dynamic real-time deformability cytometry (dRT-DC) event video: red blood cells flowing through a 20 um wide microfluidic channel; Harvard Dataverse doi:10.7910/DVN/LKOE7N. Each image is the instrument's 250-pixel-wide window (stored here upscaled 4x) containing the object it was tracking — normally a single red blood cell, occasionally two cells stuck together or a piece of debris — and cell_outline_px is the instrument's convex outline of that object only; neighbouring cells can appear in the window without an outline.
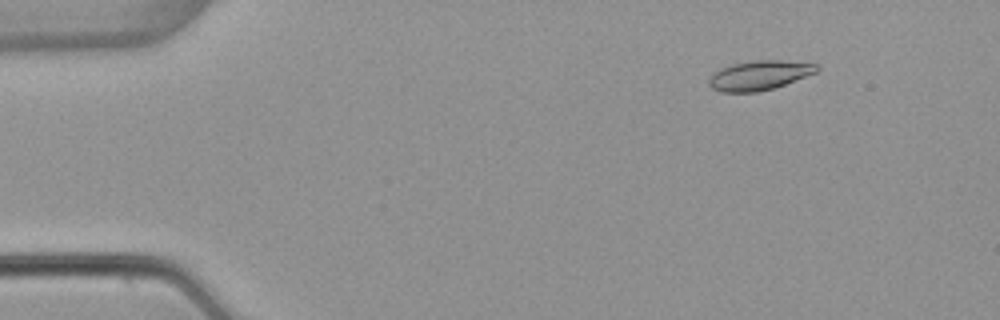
{"species": "common noctule bat (a hibernating species)", "species_latin": "Nyctalus noctula", "temperature_condition": "warm", "stored_images_in_passage": 53, "camera_frame_rate_fps": 3000, "um_per_image_px": 0.085, "animal": {"sex": "female", "body_mass_g": 22.7, "forearm_length_mm": 54.2}, "frame": {"image": 1, "passage_image": 7, "time_ms": 2.0, "image_size_px": [1000, 320], "cell_outline_px": [[820, 68], [816, 72], [784, 84], [772, 88], [756, 92], [720, 92], [712, 88], [708, 84], [708, 80], [720, 68], [732, 64], [752, 60], [780, 60], [816, 64]], "centroid_in_image_um": [64.51, 6.4], "position_along_channel_um": 20.5, "area_um2": 18.26}}
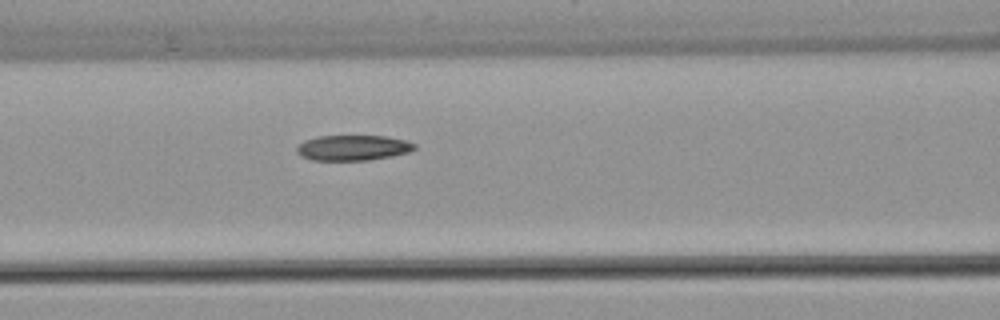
{"frame": {"image": 2, "passage_image": 23, "time_ms": 7.333, "image_size_px": [1000, 320], "cell_outline_px": [[416, 148], [408, 152], [392, 156], [368, 160], [312, 160], [300, 156], [296, 152], [296, 148], [304, 140], [316, 136], [384, 136], [404, 140], [416, 144]], "centroid_in_image_um": [29.97, 12.56], "position_along_channel_um": 136.6, "area_um2": 17.4}}
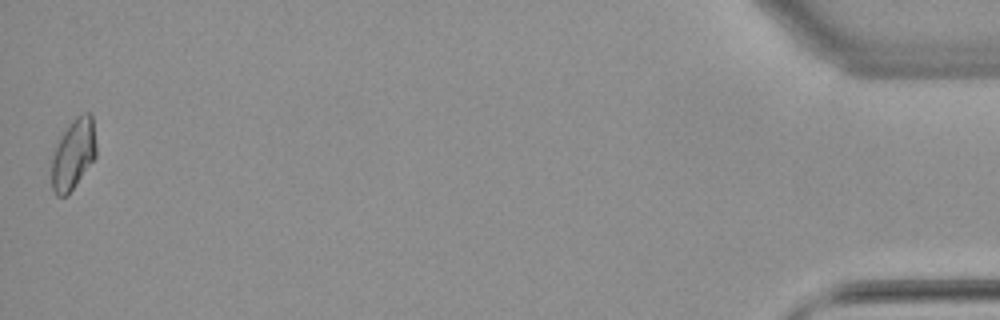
{"frame": {"image": 3, "passage_image": 53, "time_ms": 17.333, "image_size_px": [1000, 320], "cell_outline_px": [[96, 156], [68, 196], [56, 196], [52, 188], [52, 156], [64, 132], [72, 120], [76, 116], [84, 112], [88, 112], [92, 116], [96, 144]], "centroid_in_image_um": [6.25, 13.13], "position_along_channel_um": 429.0, "area_um2": 18.09}, "authors_computed_cell_mechanics": {"area_um2": 18.0914, "velocity_mm_per_s": 3.873, "shape_relaxation_time_tau1_ms": null, "shape_relaxation_time_tau2_ms": 4.0216, "deformation_change_tau1": null, "deformation_change_tau2": 0.102}}